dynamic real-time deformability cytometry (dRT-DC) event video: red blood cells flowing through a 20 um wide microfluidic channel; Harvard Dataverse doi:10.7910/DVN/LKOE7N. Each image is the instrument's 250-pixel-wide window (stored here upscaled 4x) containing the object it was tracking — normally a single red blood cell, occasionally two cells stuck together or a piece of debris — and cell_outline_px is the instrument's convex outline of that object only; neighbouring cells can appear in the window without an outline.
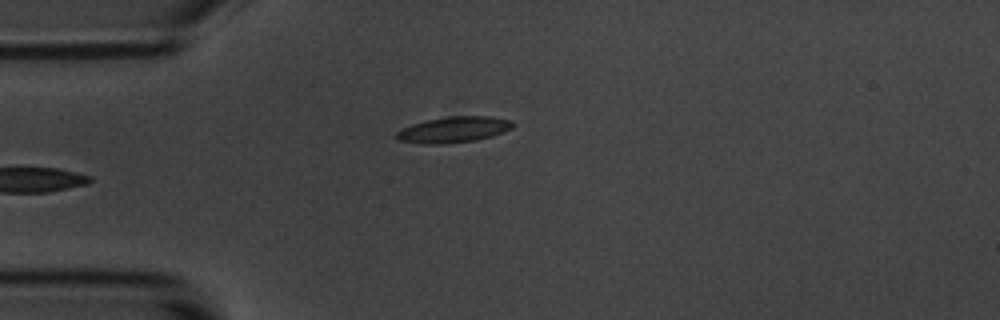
{"species": "common noctule bat (a hibernating species)", "species_latin": "Nyctalus noctula", "temperature_condition": "room temperature", "stored_images_in_passage": 2, "camera_frame_rate_fps": 3000, "um_per_image_px": 0.085, "animal": {"sex": "male", "body_mass_g": 20.1, "forearm_length_mm": 53.5}, "frame": {"image": 1, "passage_image": 2, "time_ms": 1.0, "image_size_px": [1000, 320], "cell_outline_px": [[516, 124], [512, 128], [492, 136], [476, 140], [444, 144], [428, 144], [400, 140], [396, 136], [396, 132], [400, 128], [412, 124], [428, 120], [448, 116], [488, 116], [512, 120]], "centroid_in_image_um": [38.59, 11.01], "position_along_channel_um": 46.4, "area_um2": 17.51}}